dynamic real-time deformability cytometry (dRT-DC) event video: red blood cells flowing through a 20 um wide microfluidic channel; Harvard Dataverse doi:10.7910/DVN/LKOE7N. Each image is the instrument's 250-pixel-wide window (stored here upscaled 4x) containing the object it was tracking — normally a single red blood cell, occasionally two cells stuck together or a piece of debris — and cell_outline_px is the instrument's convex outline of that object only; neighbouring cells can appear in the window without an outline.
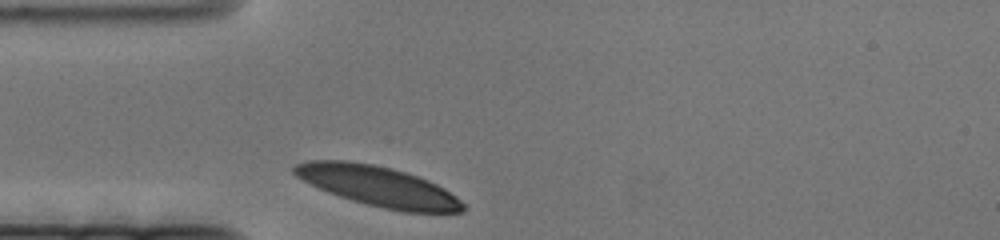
{"species": "human", "species_latin": "Homo sapiens", "temperature_condition": "cold", "stored_images_in_passage": 42, "camera_frame_rate_fps": 3000, "um_per_image_px": 0.085, "donor": {"sex": "female"}, "frame": {"image": 1, "passage_image": 1, "time_ms": 0.0, "image_size_px": [1000, 240], "cell_outline_px": [[464, 212], [404, 212], [384, 208], [352, 200], [328, 192], [296, 176], [292, 172], [292, 168], [296, 164], [308, 160], [344, 160], [372, 164], [404, 172], [428, 180], [444, 188], [456, 196], [464, 204]], "centroid_in_image_um": [32.15, 15.83], "position_along_channel_um": 52.9, "area_um2": 38.9}}
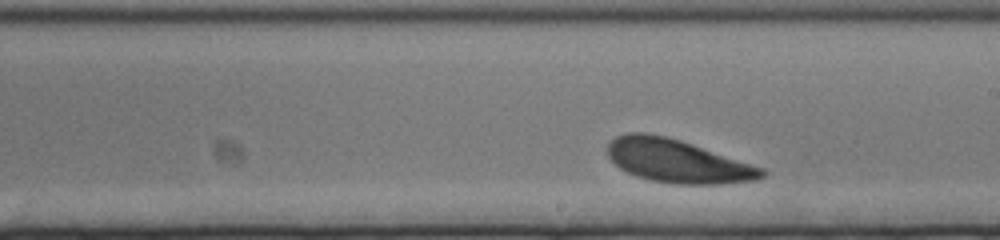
{"frame": {"image": 2, "passage_image": 24, "time_ms": 7.667, "image_size_px": [1000, 240], "cell_outline_px": [[764, 176], [756, 180], [720, 184], [672, 184], [652, 180], [636, 176], [620, 168], [608, 156], [608, 144], [616, 136], [628, 132], [644, 132], [664, 136], [680, 140], [764, 168]], "centroid_in_image_um": [57.57, 13.69], "position_along_channel_um": 231.4, "area_um2": 38.49}}
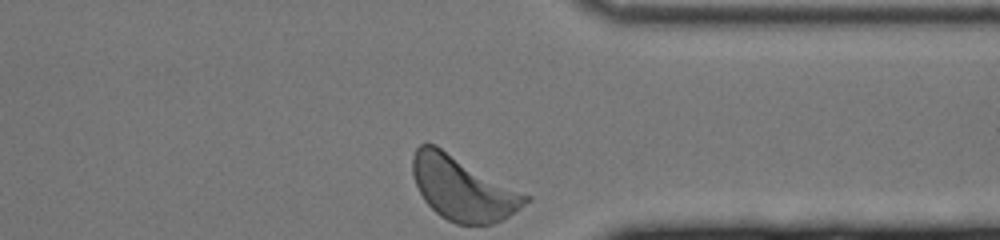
{"frame": {"image": 3, "passage_image": 42, "time_ms": 13.667, "image_size_px": [1000, 240], "cell_outline_px": [[532, 196], [520, 208], [508, 216], [492, 224], [456, 224], [440, 216], [424, 200], [416, 184], [412, 172], [412, 156], [416, 148], [420, 144], [436, 144]], "centroid_in_image_um": [39.34, 15.98], "position_along_channel_um": 372.1, "area_um2": 42.14}}